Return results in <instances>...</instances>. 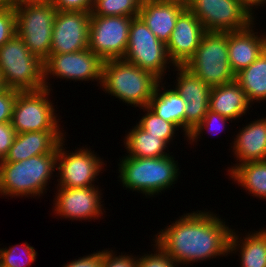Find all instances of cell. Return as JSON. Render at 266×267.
Here are the masks:
<instances>
[{
  "mask_svg": "<svg viewBox=\"0 0 266 267\" xmlns=\"http://www.w3.org/2000/svg\"><path fill=\"white\" fill-rule=\"evenodd\" d=\"M173 68L178 71L175 89L186 102L185 137L187 138L192 129L203 120L208 112L212 88L184 66H174Z\"/></svg>",
  "mask_w": 266,
  "mask_h": 267,
  "instance_id": "16",
  "label": "cell"
},
{
  "mask_svg": "<svg viewBox=\"0 0 266 267\" xmlns=\"http://www.w3.org/2000/svg\"><path fill=\"white\" fill-rule=\"evenodd\" d=\"M186 7L209 32L242 30L255 19L240 0H190Z\"/></svg>",
  "mask_w": 266,
  "mask_h": 267,
  "instance_id": "10",
  "label": "cell"
},
{
  "mask_svg": "<svg viewBox=\"0 0 266 267\" xmlns=\"http://www.w3.org/2000/svg\"><path fill=\"white\" fill-rule=\"evenodd\" d=\"M16 31L29 51L44 61L50 55L56 8L50 1L15 7Z\"/></svg>",
  "mask_w": 266,
  "mask_h": 267,
  "instance_id": "7",
  "label": "cell"
},
{
  "mask_svg": "<svg viewBox=\"0 0 266 267\" xmlns=\"http://www.w3.org/2000/svg\"><path fill=\"white\" fill-rule=\"evenodd\" d=\"M123 59L149 71L160 81H163L167 67L170 68L169 64L174 66L169 60L166 45L158 40L139 16L134 17L130 24L129 41Z\"/></svg>",
  "mask_w": 266,
  "mask_h": 267,
  "instance_id": "9",
  "label": "cell"
},
{
  "mask_svg": "<svg viewBox=\"0 0 266 267\" xmlns=\"http://www.w3.org/2000/svg\"><path fill=\"white\" fill-rule=\"evenodd\" d=\"M16 34L15 8L0 7V48Z\"/></svg>",
  "mask_w": 266,
  "mask_h": 267,
  "instance_id": "32",
  "label": "cell"
},
{
  "mask_svg": "<svg viewBox=\"0 0 266 267\" xmlns=\"http://www.w3.org/2000/svg\"><path fill=\"white\" fill-rule=\"evenodd\" d=\"M141 109L147 113H145L136 124L150 135L159 136L160 139H163L167 144L173 141V138L176 136L174 134L178 131V127L174 123L165 121L163 118L159 117L148 106L142 107Z\"/></svg>",
  "mask_w": 266,
  "mask_h": 267,
  "instance_id": "29",
  "label": "cell"
},
{
  "mask_svg": "<svg viewBox=\"0 0 266 267\" xmlns=\"http://www.w3.org/2000/svg\"><path fill=\"white\" fill-rule=\"evenodd\" d=\"M165 1H176V2L183 3L184 5H187L190 2V0H165Z\"/></svg>",
  "mask_w": 266,
  "mask_h": 267,
  "instance_id": "43",
  "label": "cell"
},
{
  "mask_svg": "<svg viewBox=\"0 0 266 267\" xmlns=\"http://www.w3.org/2000/svg\"><path fill=\"white\" fill-rule=\"evenodd\" d=\"M98 186L85 188L57 187V194L54 198V213L69 220H90L99 219L103 216V193ZM101 195V196H100Z\"/></svg>",
  "mask_w": 266,
  "mask_h": 267,
  "instance_id": "15",
  "label": "cell"
},
{
  "mask_svg": "<svg viewBox=\"0 0 266 267\" xmlns=\"http://www.w3.org/2000/svg\"><path fill=\"white\" fill-rule=\"evenodd\" d=\"M142 0H94L91 16L137 17Z\"/></svg>",
  "mask_w": 266,
  "mask_h": 267,
  "instance_id": "28",
  "label": "cell"
},
{
  "mask_svg": "<svg viewBox=\"0 0 266 267\" xmlns=\"http://www.w3.org/2000/svg\"><path fill=\"white\" fill-rule=\"evenodd\" d=\"M36 256L37 252L34 247L29 246L26 242L11 248L9 246V249L0 248V267H27L36 261Z\"/></svg>",
  "mask_w": 266,
  "mask_h": 267,
  "instance_id": "30",
  "label": "cell"
},
{
  "mask_svg": "<svg viewBox=\"0 0 266 267\" xmlns=\"http://www.w3.org/2000/svg\"><path fill=\"white\" fill-rule=\"evenodd\" d=\"M63 267H102V250L93 252L92 254L79 257L77 260H73Z\"/></svg>",
  "mask_w": 266,
  "mask_h": 267,
  "instance_id": "38",
  "label": "cell"
},
{
  "mask_svg": "<svg viewBox=\"0 0 266 267\" xmlns=\"http://www.w3.org/2000/svg\"><path fill=\"white\" fill-rule=\"evenodd\" d=\"M133 18L90 16L88 49L103 61L123 58L126 54L129 28Z\"/></svg>",
  "mask_w": 266,
  "mask_h": 267,
  "instance_id": "11",
  "label": "cell"
},
{
  "mask_svg": "<svg viewBox=\"0 0 266 267\" xmlns=\"http://www.w3.org/2000/svg\"><path fill=\"white\" fill-rule=\"evenodd\" d=\"M65 138L60 142L57 152L56 170L59 182L57 187L85 188L95 186L94 181L104 169V161L89 148H79L74 152L65 151ZM60 175V176H59Z\"/></svg>",
  "mask_w": 266,
  "mask_h": 267,
  "instance_id": "13",
  "label": "cell"
},
{
  "mask_svg": "<svg viewBox=\"0 0 266 267\" xmlns=\"http://www.w3.org/2000/svg\"><path fill=\"white\" fill-rule=\"evenodd\" d=\"M216 216L207 210L183 214L175 223L161 229L153 241L178 266L227 256L232 229Z\"/></svg>",
  "mask_w": 266,
  "mask_h": 267,
  "instance_id": "1",
  "label": "cell"
},
{
  "mask_svg": "<svg viewBox=\"0 0 266 267\" xmlns=\"http://www.w3.org/2000/svg\"><path fill=\"white\" fill-rule=\"evenodd\" d=\"M0 7H16V0H0Z\"/></svg>",
  "mask_w": 266,
  "mask_h": 267,
  "instance_id": "40",
  "label": "cell"
},
{
  "mask_svg": "<svg viewBox=\"0 0 266 267\" xmlns=\"http://www.w3.org/2000/svg\"><path fill=\"white\" fill-rule=\"evenodd\" d=\"M184 67L211 88L235 80L228 60V32L207 31Z\"/></svg>",
  "mask_w": 266,
  "mask_h": 267,
  "instance_id": "6",
  "label": "cell"
},
{
  "mask_svg": "<svg viewBox=\"0 0 266 267\" xmlns=\"http://www.w3.org/2000/svg\"><path fill=\"white\" fill-rule=\"evenodd\" d=\"M185 8L186 5L176 1L142 0L138 16L158 40L167 45L177 17Z\"/></svg>",
  "mask_w": 266,
  "mask_h": 267,
  "instance_id": "19",
  "label": "cell"
},
{
  "mask_svg": "<svg viewBox=\"0 0 266 267\" xmlns=\"http://www.w3.org/2000/svg\"><path fill=\"white\" fill-rule=\"evenodd\" d=\"M250 107L251 103L236 80L211 89L209 110L215 113L235 120L245 115Z\"/></svg>",
  "mask_w": 266,
  "mask_h": 267,
  "instance_id": "22",
  "label": "cell"
},
{
  "mask_svg": "<svg viewBox=\"0 0 266 267\" xmlns=\"http://www.w3.org/2000/svg\"><path fill=\"white\" fill-rule=\"evenodd\" d=\"M5 89H6V86H5V83L3 81V77L0 74V92L5 90Z\"/></svg>",
  "mask_w": 266,
  "mask_h": 267,
  "instance_id": "42",
  "label": "cell"
},
{
  "mask_svg": "<svg viewBox=\"0 0 266 267\" xmlns=\"http://www.w3.org/2000/svg\"><path fill=\"white\" fill-rule=\"evenodd\" d=\"M232 143V152L239 163L228 167L227 176L239 164L266 160V117L252 121L242 129L240 128Z\"/></svg>",
  "mask_w": 266,
  "mask_h": 267,
  "instance_id": "21",
  "label": "cell"
},
{
  "mask_svg": "<svg viewBox=\"0 0 266 267\" xmlns=\"http://www.w3.org/2000/svg\"><path fill=\"white\" fill-rule=\"evenodd\" d=\"M56 10L91 12L94 0H50Z\"/></svg>",
  "mask_w": 266,
  "mask_h": 267,
  "instance_id": "36",
  "label": "cell"
},
{
  "mask_svg": "<svg viewBox=\"0 0 266 267\" xmlns=\"http://www.w3.org/2000/svg\"><path fill=\"white\" fill-rule=\"evenodd\" d=\"M18 92L9 88L0 92V122H11L13 106Z\"/></svg>",
  "mask_w": 266,
  "mask_h": 267,
  "instance_id": "35",
  "label": "cell"
},
{
  "mask_svg": "<svg viewBox=\"0 0 266 267\" xmlns=\"http://www.w3.org/2000/svg\"><path fill=\"white\" fill-rule=\"evenodd\" d=\"M0 74L9 89L24 92L45 88L43 61L29 51L18 34L0 48Z\"/></svg>",
  "mask_w": 266,
  "mask_h": 267,
  "instance_id": "5",
  "label": "cell"
},
{
  "mask_svg": "<svg viewBox=\"0 0 266 267\" xmlns=\"http://www.w3.org/2000/svg\"><path fill=\"white\" fill-rule=\"evenodd\" d=\"M235 80L252 105L266 100V50L247 68L237 73Z\"/></svg>",
  "mask_w": 266,
  "mask_h": 267,
  "instance_id": "25",
  "label": "cell"
},
{
  "mask_svg": "<svg viewBox=\"0 0 266 267\" xmlns=\"http://www.w3.org/2000/svg\"><path fill=\"white\" fill-rule=\"evenodd\" d=\"M159 81L123 58L110 59L103 62L100 88L124 103L142 108L148 106Z\"/></svg>",
  "mask_w": 266,
  "mask_h": 267,
  "instance_id": "4",
  "label": "cell"
},
{
  "mask_svg": "<svg viewBox=\"0 0 266 267\" xmlns=\"http://www.w3.org/2000/svg\"><path fill=\"white\" fill-rule=\"evenodd\" d=\"M154 250L151 254H144L138 258L137 267H178L174 259L163 251L157 244H154Z\"/></svg>",
  "mask_w": 266,
  "mask_h": 267,
  "instance_id": "33",
  "label": "cell"
},
{
  "mask_svg": "<svg viewBox=\"0 0 266 267\" xmlns=\"http://www.w3.org/2000/svg\"><path fill=\"white\" fill-rule=\"evenodd\" d=\"M51 89L18 92L11 123L16 134L60 130L59 117L49 98ZM57 115V116H56ZM59 124V125H58Z\"/></svg>",
  "mask_w": 266,
  "mask_h": 267,
  "instance_id": "8",
  "label": "cell"
},
{
  "mask_svg": "<svg viewBox=\"0 0 266 267\" xmlns=\"http://www.w3.org/2000/svg\"><path fill=\"white\" fill-rule=\"evenodd\" d=\"M103 60L90 49L72 53H50L43 61L45 88L50 89L48 78L102 82Z\"/></svg>",
  "mask_w": 266,
  "mask_h": 267,
  "instance_id": "12",
  "label": "cell"
},
{
  "mask_svg": "<svg viewBox=\"0 0 266 267\" xmlns=\"http://www.w3.org/2000/svg\"><path fill=\"white\" fill-rule=\"evenodd\" d=\"M241 238L232 229L229 238V254L240 250L241 253L238 255L241 258L240 267H266V229L248 232L243 239Z\"/></svg>",
  "mask_w": 266,
  "mask_h": 267,
  "instance_id": "23",
  "label": "cell"
},
{
  "mask_svg": "<svg viewBox=\"0 0 266 267\" xmlns=\"http://www.w3.org/2000/svg\"><path fill=\"white\" fill-rule=\"evenodd\" d=\"M229 177L249 194L266 199V160L239 164Z\"/></svg>",
  "mask_w": 266,
  "mask_h": 267,
  "instance_id": "27",
  "label": "cell"
},
{
  "mask_svg": "<svg viewBox=\"0 0 266 267\" xmlns=\"http://www.w3.org/2000/svg\"><path fill=\"white\" fill-rule=\"evenodd\" d=\"M240 2L250 12V14L254 16L253 9L256 10V8H258L260 5L263 7V5L266 3V0H240Z\"/></svg>",
  "mask_w": 266,
  "mask_h": 267,
  "instance_id": "39",
  "label": "cell"
},
{
  "mask_svg": "<svg viewBox=\"0 0 266 267\" xmlns=\"http://www.w3.org/2000/svg\"><path fill=\"white\" fill-rule=\"evenodd\" d=\"M113 250H102V267H137V257L134 255H114Z\"/></svg>",
  "mask_w": 266,
  "mask_h": 267,
  "instance_id": "34",
  "label": "cell"
},
{
  "mask_svg": "<svg viewBox=\"0 0 266 267\" xmlns=\"http://www.w3.org/2000/svg\"><path fill=\"white\" fill-rule=\"evenodd\" d=\"M165 88L162 81H159L149 101L148 107L165 121L174 123L178 129L181 128L185 136L186 102L175 88ZM161 90H163V92Z\"/></svg>",
  "mask_w": 266,
  "mask_h": 267,
  "instance_id": "24",
  "label": "cell"
},
{
  "mask_svg": "<svg viewBox=\"0 0 266 267\" xmlns=\"http://www.w3.org/2000/svg\"><path fill=\"white\" fill-rule=\"evenodd\" d=\"M227 121L232 122V120L230 118L222 116V115L215 113L211 110H208V112L204 116L203 120L194 129H192V131L190 132V134L188 135L186 140L188 141V139H189L190 140L189 143L194 144L195 142L198 141V138L201 137L200 134H202V136H203L204 130H207L209 134H211L212 132H215V131L217 132L218 130L221 133L222 130H224L225 127H227L226 126ZM216 123H217V125H216ZM216 126H218V127H216ZM219 128H221L222 130ZM214 129H216V130L213 131ZM219 132H217V133H219ZM215 133H213L214 136L216 135Z\"/></svg>",
  "mask_w": 266,
  "mask_h": 267,
  "instance_id": "31",
  "label": "cell"
},
{
  "mask_svg": "<svg viewBox=\"0 0 266 267\" xmlns=\"http://www.w3.org/2000/svg\"><path fill=\"white\" fill-rule=\"evenodd\" d=\"M91 12L57 10L50 53H72L88 49Z\"/></svg>",
  "mask_w": 266,
  "mask_h": 267,
  "instance_id": "14",
  "label": "cell"
},
{
  "mask_svg": "<svg viewBox=\"0 0 266 267\" xmlns=\"http://www.w3.org/2000/svg\"><path fill=\"white\" fill-rule=\"evenodd\" d=\"M253 25L254 22L242 30L228 32V60L235 75L266 50V34L258 35Z\"/></svg>",
  "mask_w": 266,
  "mask_h": 267,
  "instance_id": "18",
  "label": "cell"
},
{
  "mask_svg": "<svg viewBox=\"0 0 266 267\" xmlns=\"http://www.w3.org/2000/svg\"><path fill=\"white\" fill-rule=\"evenodd\" d=\"M62 131H37L16 134L13 145L3 162H18L30 157L58 152V146L64 139Z\"/></svg>",
  "mask_w": 266,
  "mask_h": 267,
  "instance_id": "20",
  "label": "cell"
},
{
  "mask_svg": "<svg viewBox=\"0 0 266 267\" xmlns=\"http://www.w3.org/2000/svg\"><path fill=\"white\" fill-rule=\"evenodd\" d=\"M15 136L16 131L11 122H0V157L2 159L8 154Z\"/></svg>",
  "mask_w": 266,
  "mask_h": 267,
  "instance_id": "37",
  "label": "cell"
},
{
  "mask_svg": "<svg viewBox=\"0 0 266 267\" xmlns=\"http://www.w3.org/2000/svg\"><path fill=\"white\" fill-rule=\"evenodd\" d=\"M121 159L118 164L119 181L126 189L137 190L146 197L158 195L169 189L180 175L178 162L170 154L157 158L132 157L126 154Z\"/></svg>",
  "mask_w": 266,
  "mask_h": 267,
  "instance_id": "3",
  "label": "cell"
},
{
  "mask_svg": "<svg viewBox=\"0 0 266 267\" xmlns=\"http://www.w3.org/2000/svg\"><path fill=\"white\" fill-rule=\"evenodd\" d=\"M57 152L30 157L18 162H2L0 195L7 197H40L46 193L56 170ZM49 180V181H48ZM29 195V196H28Z\"/></svg>",
  "mask_w": 266,
  "mask_h": 267,
  "instance_id": "2",
  "label": "cell"
},
{
  "mask_svg": "<svg viewBox=\"0 0 266 267\" xmlns=\"http://www.w3.org/2000/svg\"><path fill=\"white\" fill-rule=\"evenodd\" d=\"M207 31L199 19L186 7L177 17L176 25L166 45L174 66H184L194 55Z\"/></svg>",
  "mask_w": 266,
  "mask_h": 267,
  "instance_id": "17",
  "label": "cell"
},
{
  "mask_svg": "<svg viewBox=\"0 0 266 267\" xmlns=\"http://www.w3.org/2000/svg\"><path fill=\"white\" fill-rule=\"evenodd\" d=\"M2 162H3V159L0 157V166H1Z\"/></svg>",
  "mask_w": 266,
  "mask_h": 267,
  "instance_id": "44",
  "label": "cell"
},
{
  "mask_svg": "<svg viewBox=\"0 0 266 267\" xmlns=\"http://www.w3.org/2000/svg\"><path fill=\"white\" fill-rule=\"evenodd\" d=\"M50 0H16V7L18 5H22V4H27V3H42V2H47Z\"/></svg>",
  "mask_w": 266,
  "mask_h": 267,
  "instance_id": "41",
  "label": "cell"
},
{
  "mask_svg": "<svg viewBox=\"0 0 266 267\" xmlns=\"http://www.w3.org/2000/svg\"><path fill=\"white\" fill-rule=\"evenodd\" d=\"M123 142L129 153L127 156L157 158L170 154L165 150L168 144L163 139L150 135L137 124L130 129V132L128 131Z\"/></svg>",
  "mask_w": 266,
  "mask_h": 267,
  "instance_id": "26",
  "label": "cell"
}]
</instances>
